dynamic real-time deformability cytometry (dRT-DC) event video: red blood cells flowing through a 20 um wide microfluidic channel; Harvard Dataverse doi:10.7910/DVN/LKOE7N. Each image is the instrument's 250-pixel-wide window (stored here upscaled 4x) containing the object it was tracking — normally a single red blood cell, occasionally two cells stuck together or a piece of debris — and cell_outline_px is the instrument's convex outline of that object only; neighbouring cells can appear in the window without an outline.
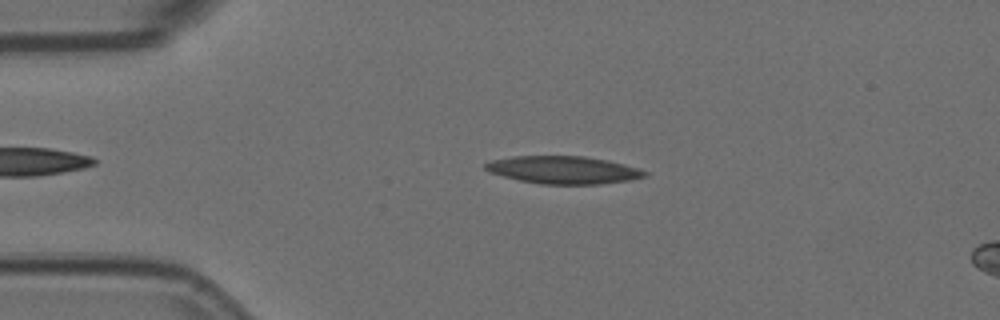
{"species": "Egyptian fruit bat (a non-hibernating species)", "species_latin": "Rousettus aegyptiacus", "temperature_condition": "room temperature", "stored_images_in_passage": 7, "camera_frame_rate_fps": 3000, "um_per_image_px": 0.085, "animal": {"sex": "female"}, "frame": {"image": 1, "passage_image": 3, "time_ms": 0.667, "image_size_px": [1000, 320], "cell_outline_px": [[648, 176], [628, 180], [600, 184], [540, 184], [520, 180], [488, 172], [484, 168], [484, 164], [492, 160], [512, 156], [584, 156], [608, 160], [624, 164], [648, 172]], "centroid_in_image_um": [47.88, 14.44], "position_along_channel_um": 37.1, "area_um2": 25.61}}